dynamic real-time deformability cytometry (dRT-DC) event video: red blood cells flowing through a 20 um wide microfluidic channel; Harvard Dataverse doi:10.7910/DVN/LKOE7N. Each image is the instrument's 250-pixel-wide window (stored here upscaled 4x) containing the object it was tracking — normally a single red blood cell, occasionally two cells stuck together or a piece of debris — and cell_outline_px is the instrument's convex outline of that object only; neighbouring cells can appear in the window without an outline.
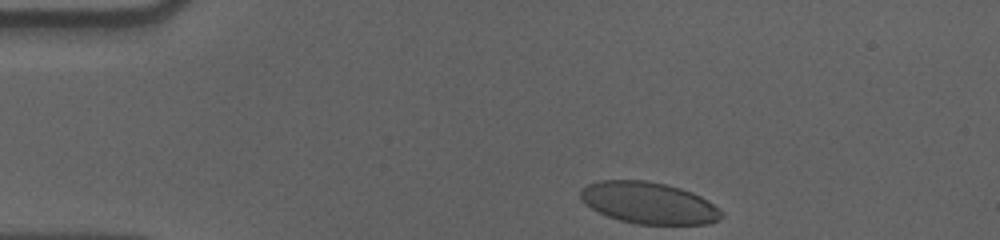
{"species": "human", "species_latin": "Homo sapiens", "temperature_condition": "cold", "stored_images_in_passage": 38, "camera_frame_rate_fps": 3000, "um_per_image_px": 0.085, "donor": {"sex": "male"}, "frame": {"image": 1, "passage_image": 1, "time_ms": 0.0, "image_size_px": [1000, 240], "cell_outline_px": [[724, 216], [708, 224], [636, 224], [620, 220], [608, 216], [584, 204], [580, 200], [580, 188], [588, 184], [600, 180], [644, 180], [664, 184], [680, 188], [692, 192], [708, 200], [724, 212]], "centroid_in_image_um": [55.13, 17.24], "position_along_channel_um": 29.9, "area_um2": 34.28}}
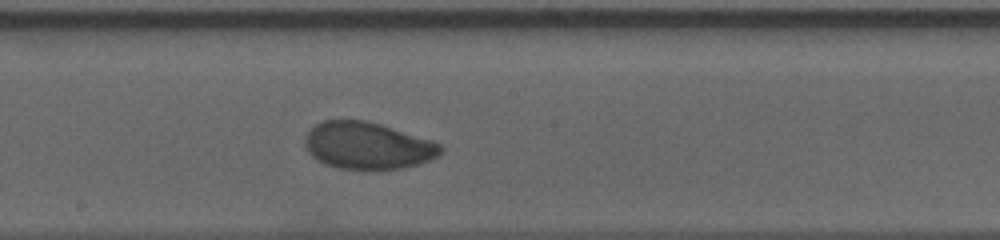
{"frame": {"image": 2, "passage_image": 22, "time_ms": 7.0, "image_size_px": [1000, 240], "cell_outline_px": [[444, 148], [436, 156], [428, 160], [404, 168], [376, 172], [368, 172], [340, 168], [324, 164], [316, 160], [308, 152], [304, 144], [304, 136], [316, 124], [324, 120], [368, 120], [432, 140], [440, 144]], "centroid_in_image_um": [31.22, 12.41], "position_along_channel_um": 217.0, "area_um2": 37.92}}
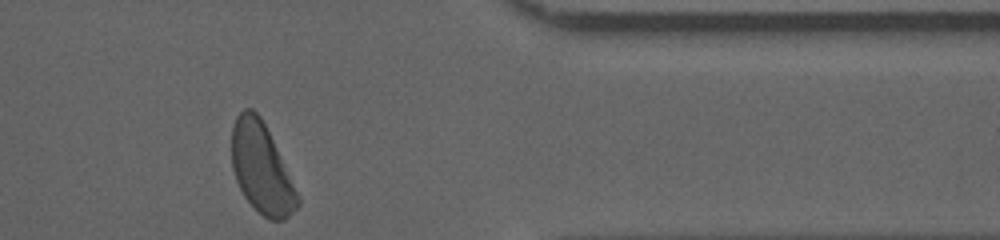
{"frame": {"image": 3, "passage_image": 38, "time_ms": 12.333, "image_size_px": [1000, 240], "cell_outline_px": [[300, 204], [284, 220], [268, 220], [244, 196], [236, 180], [232, 168], [232, 124], [236, 116], [244, 108], [252, 108], [260, 116], [272, 140], [300, 200]], "centroid_in_image_um": [22.19, 14.29], "position_along_channel_um": 389.2, "area_um2": 33.76}, "authors_computed_cell_mechanics": {"area_um2": 37.3677, "velocity_mm_per_s": 3.5638, "shape_relaxation_time_tau1_ms": 4.4434, "shape_relaxation_time_tau2_ms": 1.7292, "deformation_change_tau1": 0.1503, "deformation_change_tau2": 0.0556}}